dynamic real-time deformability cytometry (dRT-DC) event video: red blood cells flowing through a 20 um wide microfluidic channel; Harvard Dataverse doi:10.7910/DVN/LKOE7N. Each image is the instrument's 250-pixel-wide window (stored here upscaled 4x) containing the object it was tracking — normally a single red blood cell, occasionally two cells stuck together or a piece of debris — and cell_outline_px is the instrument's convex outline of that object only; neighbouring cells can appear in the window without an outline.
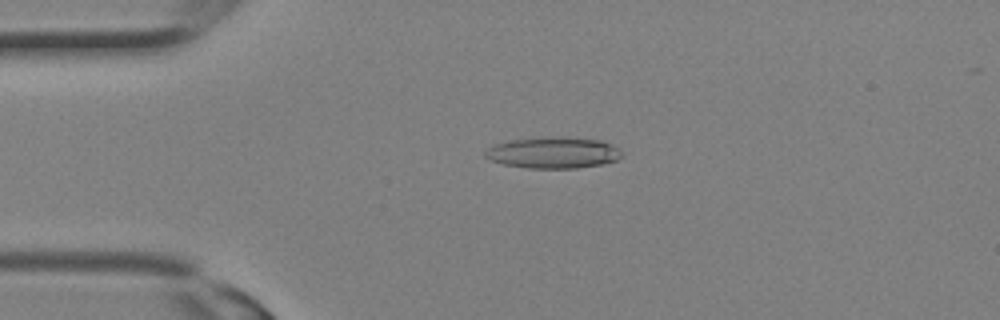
{"species": "Egyptian fruit bat (a non-hibernating species)", "species_latin": "Rousettus aegyptiacus", "temperature_condition": "room temperature", "stored_images_in_passage": 11, "camera_frame_rate_fps": 3000, "um_per_image_px": 0.085, "animal": {"sex": "female"}, "frame": {"image": 1, "passage_image": 7, "time_ms": 2.0, "image_size_px": [1000, 320], "cell_outline_px": [[624, 156], [616, 160], [604, 164], [576, 168], [528, 168], [504, 164], [488, 160], [484, 156], [484, 152], [492, 144], [512, 140], [556, 136], [568, 136], [600, 140], [612, 144], [620, 148], [624, 152]], "centroid_in_image_um": [47.07, 12.97], "position_along_channel_um": 37.9, "area_um2": 25.37}}
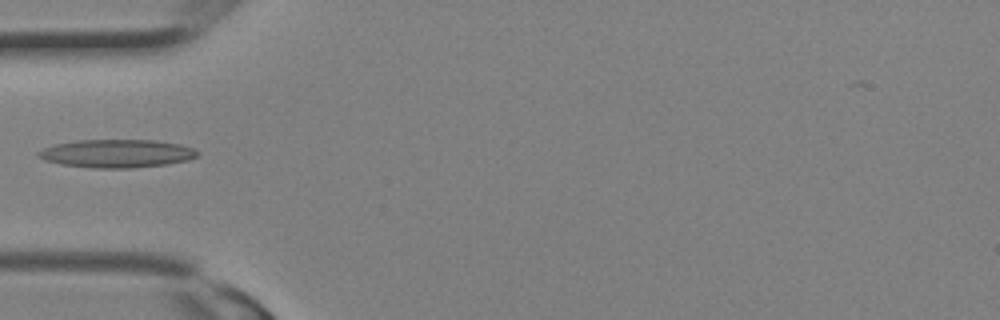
{"frame": {"image": 2, "passage_image": 10, "time_ms": 3.0, "image_size_px": [1000, 320], "cell_outline_px": [[200, 152], [196, 156], [188, 160], [168, 164], [132, 168], [92, 168], [60, 164], [44, 160], [36, 156], [36, 152], [52, 144], [76, 140], [156, 140], [180, 144], [192, 148]], "centroid_in_image_um": [9.89, 13.04], "position_along_channel_um": 75.1, "area_um2": 26.36}}